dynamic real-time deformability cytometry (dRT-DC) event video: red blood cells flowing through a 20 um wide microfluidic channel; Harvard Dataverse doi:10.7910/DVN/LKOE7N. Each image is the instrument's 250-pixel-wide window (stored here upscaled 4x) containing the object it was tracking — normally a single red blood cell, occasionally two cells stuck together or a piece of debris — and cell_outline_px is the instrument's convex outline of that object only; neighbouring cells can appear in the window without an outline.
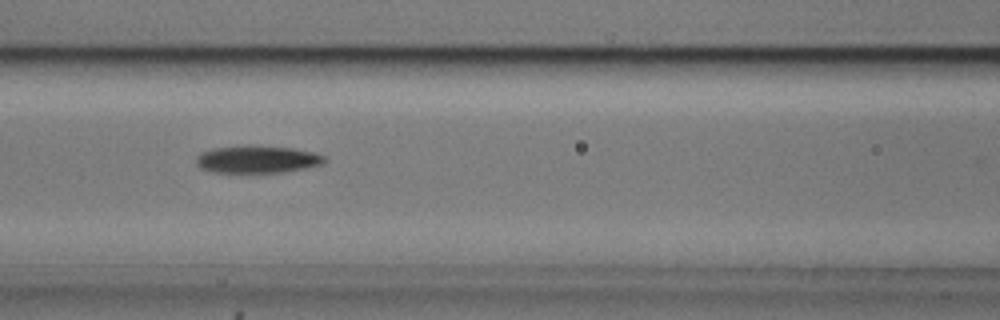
{"species": "common noctule bat (a hibernating species)", "species_latin": "Nyctalus noctula", "temperature_condition": "cold", "stored_images_in_passage": 34, "camera_frame_rate_fps": 3000, "um_per_image_px": 0.085, "animal": {"sex": "male", "body_mass_g": 20.5, "forearm_length_mm": 52.5}, "frame": {"image": 1, "passage_image": 10, "time_ms": 3.0, "image_size_px": [1000, 320], "cell_outline_px": [[328, 160], [320, 164], [304, 168], [284, 172], [212, 172], [200, 168], [196, 164], [196, 156], [200, 152], [216, 148], [292, 148], [312, 152], [324, 156]], "centroid_in_image_um": [21.85, 13.59], "position_along_channel_um": 144.8, "area_um2": 19.48}, "authors_computed_cell_mechanics": {"area_um2": 20.0277, "velocity_mm_per_s": 3.7265, "shape_relaxation_time_tau1_ms": 4.3865, "shape_relaxation_time_tau2_ms": 10.7373, "deformation_change_tau1": 0.1556, "deformation_change_tau2": 0.2446}}